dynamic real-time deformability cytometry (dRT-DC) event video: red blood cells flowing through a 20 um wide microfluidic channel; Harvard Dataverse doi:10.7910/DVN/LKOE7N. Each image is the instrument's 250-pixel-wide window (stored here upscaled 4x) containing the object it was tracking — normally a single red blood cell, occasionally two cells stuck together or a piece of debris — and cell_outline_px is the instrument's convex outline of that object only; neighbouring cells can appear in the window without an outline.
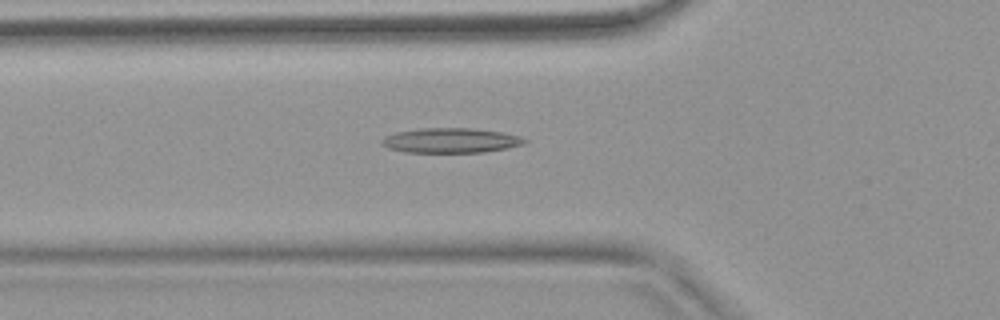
{"species": "common noctule bat (a hibernating species)", "species_latin": "Nyctalus noctula", "temperature_condition": "warm", "stored_images_in_passage": 52, "camera_frame_rate_fps": 3000, "um_per_image_px": 0.085, "animal": {"sex": "female", "body_mass_g": 18.4}, "frame": {"image": 1, "passage_image": 18, "time_ms": 5.667, "image_size_px": [1000, 320], "cell_outline_px": [[528, 140], [524, 144], [508, 148], [484, 152], [404, 152], [388, 148], [380, 144], [380, 140], [384, 136], [396, 132], [420, 128], [476, 128], [504, 132], [520, 136]], "centroid_in_image_um": [38.31, 11.93], "position_along_channel_um": 87.5, "area_um2": 20.92}}
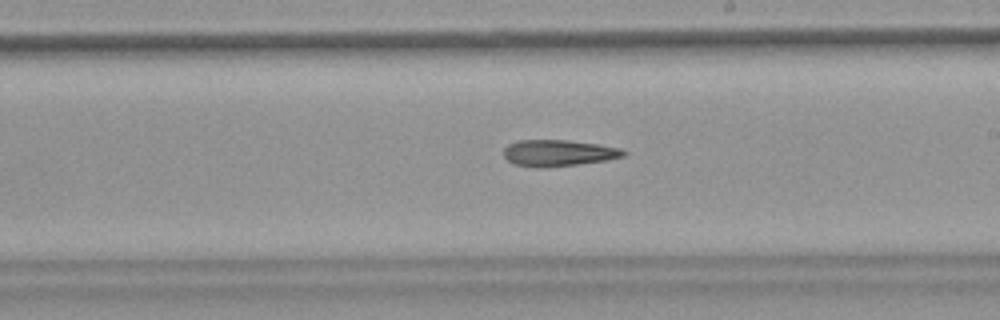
{"frame": {"image": 2, "passage_image": 30, "time_ms": 9.667, "image_size_px": [1000, 320], "cell_outline_px": [[628, 152], [624, 156], [608, 160], [544, 168], [536, 168], [516, 164], [508, 160], [504, 156], [504, 148], [508, 144], [520, 140], [568, 140], [596, 144], [620, 148]], "centroid_in_image_um": [47.46, 13.0], "position_along_channel_um": 241.5, "area_um2": 18.38}}
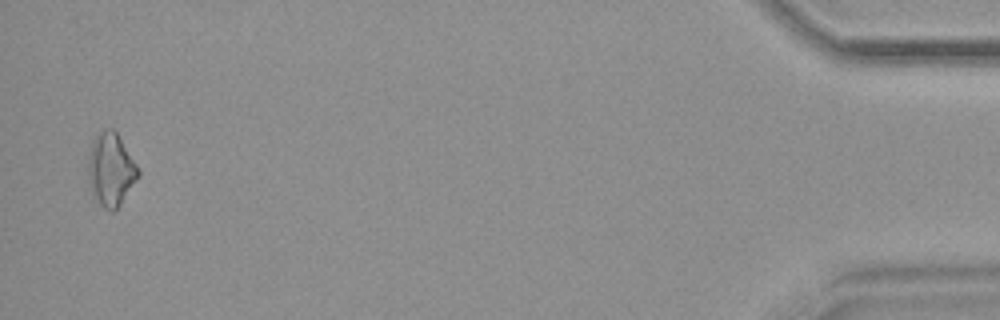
{"frame": {"image": 3, "passage_image": 51, "time_ms": 16.667, "image_size_px": [1000, 320], "cell_outline_px": [[140, 176], [120, 204], [112, 212], [104, 208], [92, 196], [88, 180], [88, 160], [92, 140], [100, 132], [108, 128], [112, 128], [116, 132], [136, 164], [140, 172]], "centroid_in_image_um": [9.41, 14.43], "position_along_channel_um": 425.8, "area_um2": 21.15}}